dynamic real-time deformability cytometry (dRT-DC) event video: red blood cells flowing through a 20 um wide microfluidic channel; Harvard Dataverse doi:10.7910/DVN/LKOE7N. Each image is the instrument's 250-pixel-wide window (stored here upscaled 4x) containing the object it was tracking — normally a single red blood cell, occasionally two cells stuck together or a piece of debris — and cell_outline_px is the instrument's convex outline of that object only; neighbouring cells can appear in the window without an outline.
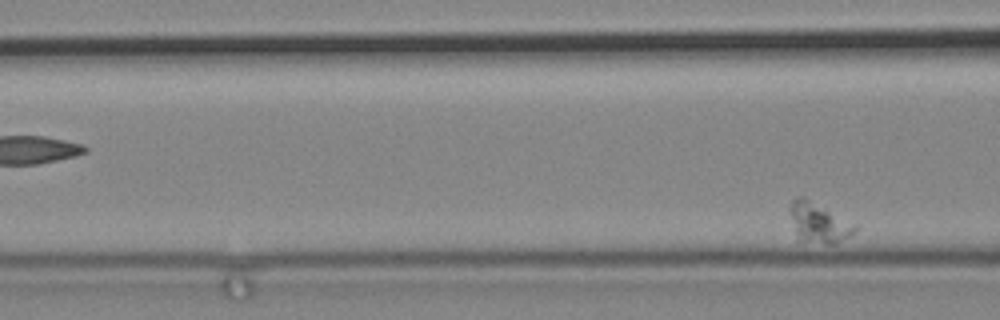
{"species": "common noctule bat (a hibernating species)", "species_latin": "Nyctalus noctula", "temperature_condition": "cold", "stored_images_in_passage": 3, "camera_frame_rate_fps": 3000, "um_per_image_px": 0.085, "animal": {"sex": "male", "body_mass_g": 19.2, "forearm_length_mm": 51.8}, "frame": {"image": 1, "passage_image": 3, "time_ms": 0.667, "image_size_px": [1000, 320], "cell_outline_px": [[856, 228], [848, 236], [836, 244], [828, 244], [796, 240], [792, 216], [792, 200], [800, 196], [804, 196], [856, 224]], "centroid_in_image_um": [69.59, 18.95], "position_along_channel_um": 97.0, "area_um2": 14.85}}